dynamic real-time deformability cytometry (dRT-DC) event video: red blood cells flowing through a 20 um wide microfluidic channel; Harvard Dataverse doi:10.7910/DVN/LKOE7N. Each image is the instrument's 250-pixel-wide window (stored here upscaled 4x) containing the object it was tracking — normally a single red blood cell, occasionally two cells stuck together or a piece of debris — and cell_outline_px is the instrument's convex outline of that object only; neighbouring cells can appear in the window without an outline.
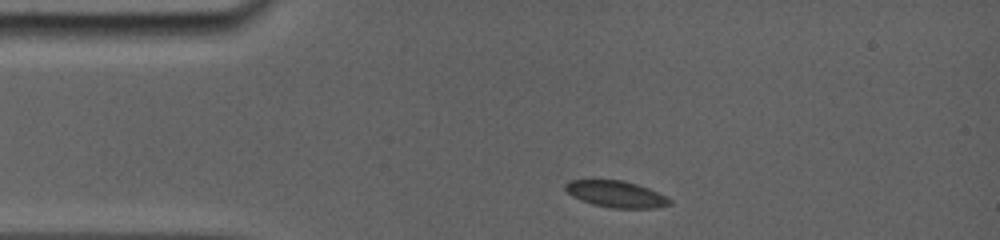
{"species": "common noctule bat (a hibernating species)", "species_latin": "Nyctalus noctula", "temperature_condition": "room temperature", "stored_images_in_passage": 22, "camera_frame_rate_fps": 5000, "um_per_image_px": 0.085, "animal": {"sex": "female", "body_mass_g": 19.0, "forearm_length_mm": 56.7}, "frame": {"image": 1, "passage_image": 1, "time_ms": 0.0, "image_size_px": [1000, 240], "cell_outline_px": [[672, 204], [656, 208], [612, 208], [592, 204], [580, 200], [572, 196], [564, 188], [564, 184], [568, 180], [624, 180], [648, 188], [672, 200]], "centroid_in_image_um": [52.34, 16.5], "position_along_channel_um": 32.7, "area_um2": 16.13}}
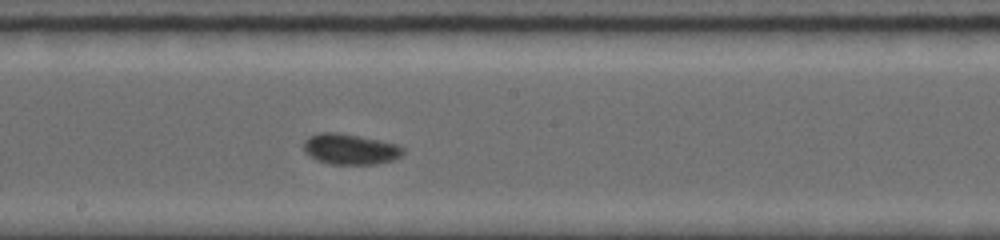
{"frame": {"image": 2, "passage_image": 10, "time_ms": 5.8, "image_size_px": [1000, 240], "cell_outline_px": [[404, 152], [400, 156], [392, 160], [376, 164], [328, 164], [316, 160], [308, 156], [304, 152], [304, 140], [308, 136], [320, 132], [336, 132], [360, 136], [396, 144], [404, 148]], "centroid_in_image_um": [29.71, 12.68], "position_along_channel_um": 218.5, "area_um2": 17.86}}
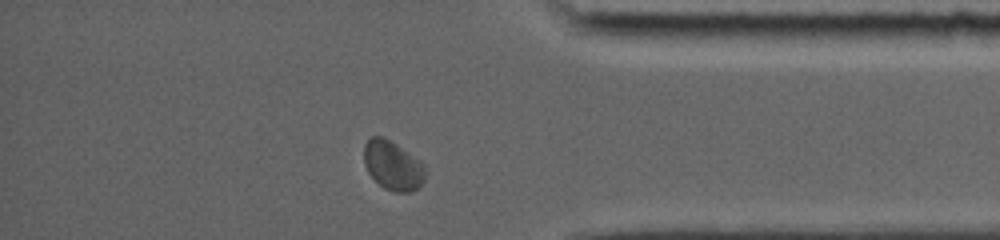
{"frame": {"image": 3, "passage_image": 19, "time_ms": 10.8, "image_size_px": [1000, 240], "cell_outline_px": [[428, 172], [424, 180], [412, 192], [392, 192], [384, 188], [368, 172], [364, 164], [364, 144], [372, 136], [384, 136], [420, 160], [424, 164]], "centroid_in_image_um": [33.41, 14.06], "position_along_channel_um": 401.8, "area_um2": 17.69}, "authors_computed_cell_mechanics": {"area_um2": 17.1666, "velocity_mm_per_s": 3.7891, "shape_relaxation_time_tau1_ms": 4.2043, "shape_relaxation_time_tau2_ms": null, "deformation_change_tau1": 0.0622, "deformation_change_tau2": null}}